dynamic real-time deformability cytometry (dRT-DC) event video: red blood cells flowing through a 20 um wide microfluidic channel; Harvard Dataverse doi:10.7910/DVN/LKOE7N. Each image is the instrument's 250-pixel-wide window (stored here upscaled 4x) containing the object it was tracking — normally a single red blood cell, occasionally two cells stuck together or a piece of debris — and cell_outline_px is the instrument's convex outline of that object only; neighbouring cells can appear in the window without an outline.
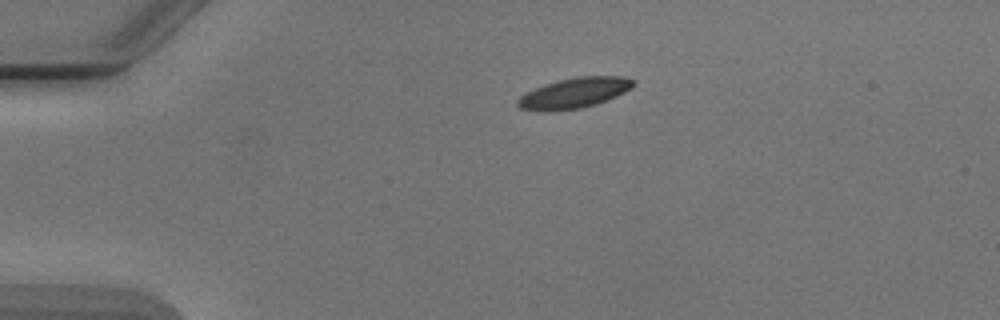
{"species": "Egyptian fruit bat (a non-hibernating species)", "species_latin": "Rousettus aegyptiacus", "temperature_condition": "cold", "stored_images_in_passage": 3, "camera_frame_rate_fps": 3000, "um_per_image_px": 0.085, "animal": {"sex": "male"}, "frame": {"image": 1, "passage_image": 1, "time_ms": 0.0, "image_size_px": [1000, 320], "cell_outline_px": [[636, 84], [632, 88], [616, 96], [596, 104], [580, 108], [548, 112], [536, 112], [520, 108], [516, 104], [516, 100], [520, 96], [544, 84], [576, 76], [624, 76], [636, 80]], "centroid_in_image_um": [48.81, 7.91], "position_along_channel_um": 36.2, "area_um2": 20.69}}
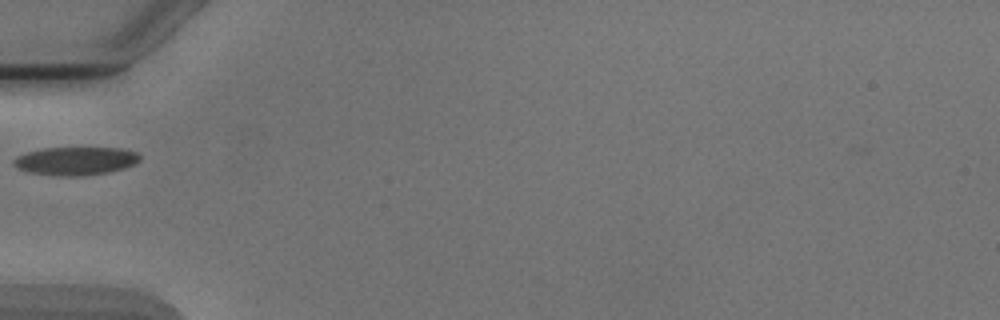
{"frame": {"image": 2, "passage_image": 3, "time_ms": 2.333, "image_size_px": [1000, 320], "cell_outline_px": [[140, 160], [136, 164], [124, 168], [108, 172], [80, 176], [56, 176], [28, 172], [12, 164], [12, 160], [16, 156], [28, 152], [44, 148], [124, 148], [136, 152], [140, 156]], "centroid_in_image_um": [6.44, 13.68], "position_along_channel_um": 78.6, "area_um2": 20.81}}